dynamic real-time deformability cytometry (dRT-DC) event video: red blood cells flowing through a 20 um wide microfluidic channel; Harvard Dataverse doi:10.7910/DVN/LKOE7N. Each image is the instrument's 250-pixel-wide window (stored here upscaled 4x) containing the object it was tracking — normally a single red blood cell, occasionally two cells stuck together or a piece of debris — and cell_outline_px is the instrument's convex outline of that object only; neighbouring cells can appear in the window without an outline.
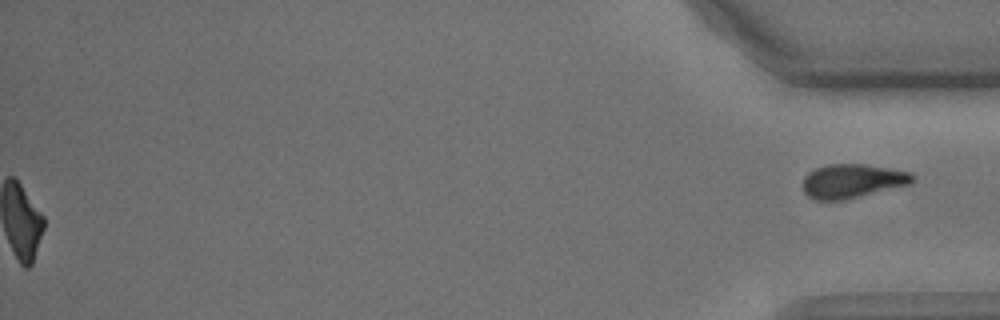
{"species": "common noctule bat (a hibernating species)", "species_latin": "Nyctalus noctula", "temperature_condition": "cold", "stored_images_in_passage": 53, "segment_of_instrument_passage": [2, 2], "camera_frame_rate_fps": 3000, "um_per_image_px": 0.085, "animal": {"sex": "male", "body_mass_g": 15.6}, "frame": {"image": 1, "passage_image": 53, "time_ms": 17.333, "image_size_px": [1000, 320], "cell_outline_px": [[916, 176], [912, 184], [848, 200], [812, 200], [804, 192], [804, 176], [808, 172], [824, 164], [864, 164], [912, 172]], "centroid_in_image_um": [72.48, 15.4], "position_along_channel_um": 362.7, "area_um2": 22.2}}